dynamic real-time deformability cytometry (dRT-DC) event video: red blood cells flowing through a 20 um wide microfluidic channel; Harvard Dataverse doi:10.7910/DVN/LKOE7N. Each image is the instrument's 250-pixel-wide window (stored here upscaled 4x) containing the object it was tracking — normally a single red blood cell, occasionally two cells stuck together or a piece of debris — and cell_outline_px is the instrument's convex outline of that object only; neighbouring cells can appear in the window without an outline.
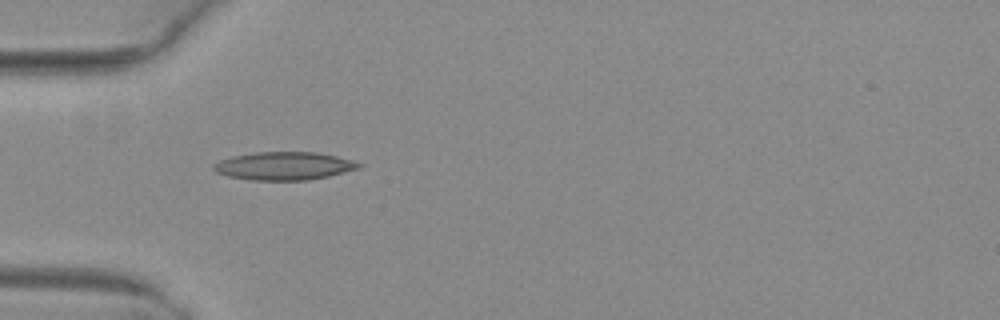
{"species": "common noctule bat (a hibernating species)", "species_latin": "Nyctalus noctula", "temperature_condition": "warm", "stored_images_in_passage": 2, "camera_frame_rate_fps": 3000, "um_per_image_px": 0.085, "animal": {"sex": "female", "body_mass_g": 29.2, "forearm_length_mm": 56.3}, "frame": {"image": 1, "passage_image": 1, "time_ms": 0.0, "image_size_px": [1000, 320], "cell_outline_px": [[364, 164], [360, 168], [328, 176], [308, 180], [252, 180], [228, 176], [216, 172], [212, 168], [212, 164], [220, 160], [232, 156], [256, 152], [316, 152], [336, 156], [352, 160]], "centroid_in_image_um": [24.14, 14.1], "position_along_channel_um": 60.9, "area_um2": 23.76}}
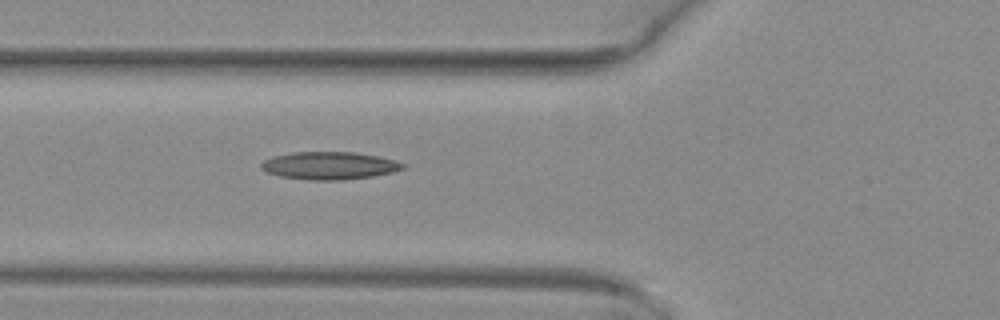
{"frame": {"image": 2, "passage_image": 2, "time_ms": 0.333, "image_size_px": [1000, 320], "cell_outline_px": [[404, 168], [392, 172], [372, 176], [344, 180], [312, 180], [280, 176], [268, 172], [260, 168], [260, 164], [264, 160], [272, 156], [292, 152], [356, 152], [396, 160], [404, 164]], "centroid_in_image_um": [27.98, 14.07], "position_along_channel_um": 97.8, "area_um2": 22.77}}